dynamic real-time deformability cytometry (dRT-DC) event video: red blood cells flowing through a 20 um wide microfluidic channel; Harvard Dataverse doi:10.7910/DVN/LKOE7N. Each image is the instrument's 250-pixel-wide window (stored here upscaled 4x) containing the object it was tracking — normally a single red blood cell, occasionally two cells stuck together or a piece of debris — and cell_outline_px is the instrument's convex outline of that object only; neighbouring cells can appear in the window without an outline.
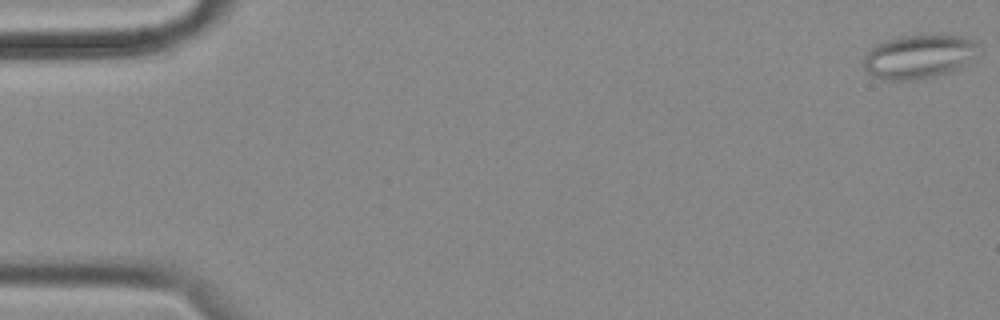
{"species": "common noctule bat (a hibernating species)", "species_latin": "Nyctalus noctula", "temperature_condition": "cold", "stored_images_in_passage": 13, "camera_frame_rate_fps": 3000, "um_per_image_px": 0.085, "animal": {"sex": "female", "body_mass_g": 18.4}, "frame": {"image": 1, "passage_image": 1, "time_ms": 0.0, "image_size_px": [1000, 320], "cell_outline_px": [[980, 48], [964, 64], [948, 72], [924, 80], [880, 80], [868, 72], [864, 68], [864, 56], [868, 48], [876, 44], [900, 36], [932, 32], [964, 36], [980, 44]], "centroid_in_image_um": [78.08, 4.77], "position_along_channel_um": 6.9, "area_um2": 30.11}}